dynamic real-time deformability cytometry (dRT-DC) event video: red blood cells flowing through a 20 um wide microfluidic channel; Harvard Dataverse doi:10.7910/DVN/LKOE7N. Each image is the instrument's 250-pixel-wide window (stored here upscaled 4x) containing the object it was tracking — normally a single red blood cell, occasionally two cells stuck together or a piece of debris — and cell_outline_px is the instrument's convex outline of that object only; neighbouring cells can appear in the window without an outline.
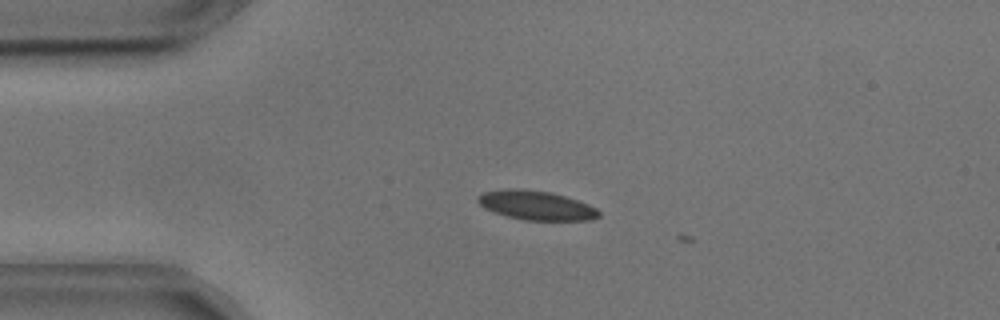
{"species": "common noctule bat (a hibernating species)", "species_latin": "Nyctalus noctula", "temperature_condition": "cold", "stored_images_in_passage": 3, "camera_frame_rate_fps": 3000, "um_per_image_px": 0.085, "animal": {"sex": "male", "body_mass_g": 17.9, "forearm_length_mm": 54.2}, "frame": {"image": 1, "passage_image": 2, "time_ms": 0.333, "image_size_px": [1000, 320], "cell_outline_px": [[600, 216], [592, 220], [524, 220], [508, 216], [484, 208], [476, 200], [476, 196], [484, 192], [504, 188], [524, 188], [552, 192], [588, 204], [596, 208], [600, 212]], "centroid_in_image_um": [45.56, 17.44], "position_along_channel_um": 39.4, "area_um2": 20.69}}